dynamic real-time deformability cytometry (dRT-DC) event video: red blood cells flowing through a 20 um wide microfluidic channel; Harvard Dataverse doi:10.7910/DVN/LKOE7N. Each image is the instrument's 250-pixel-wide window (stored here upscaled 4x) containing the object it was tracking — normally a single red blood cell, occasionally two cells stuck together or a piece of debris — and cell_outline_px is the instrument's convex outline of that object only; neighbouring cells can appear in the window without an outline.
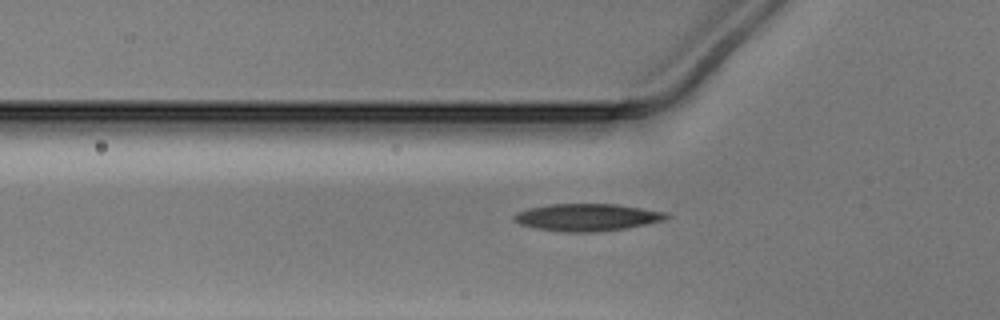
{"species": "Egyptian fruit bat (a non-hibernating species)", "species_latin": "Rousettus aegyptiacus", "temperature_condition": "warm", "stored_images_in_passage": 37, "camera_frame_rate_fps": 3000, "um_per_image_px": 0.085, "animal": {"sex": "male"}, "frame": {"image": 1, "passage_image": 2, "time_ms": 0.333, "image_size_px": [1000, 320], "cell_outline_px": [[672, 216], [664, 220], [624, 228], [592, 232], [568, 232], [536, 228], [520, 224], [512, 220], [512, 216], [516, 212], [532, 208], [552, 204], [616, 204], [668, 212]], "centroid_in_image_um": [49.91, 18.46], "position_along_channel_um": 75.9, "area_um2": 23.99}}
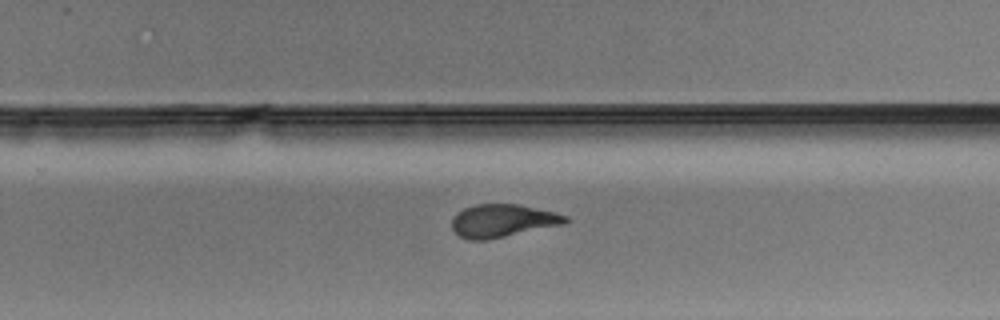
{"frame": {"image": 2, "passage_image": 18, "time_ms": 5.667, "image_size_px": [1000, 320], "cell_outline_px": [[568, 220], [564, 224], [488, 240], [468, 240], [460, 236], [452, 228], [452, 216], [456, 212], [464, 208], [476, 204], [516, 204], [556, 212], [568, 216]], "centroid_in_image_um": [42.7, 18.76], "position_along_channel_um": 287.1, "area_um2": 21.85}}
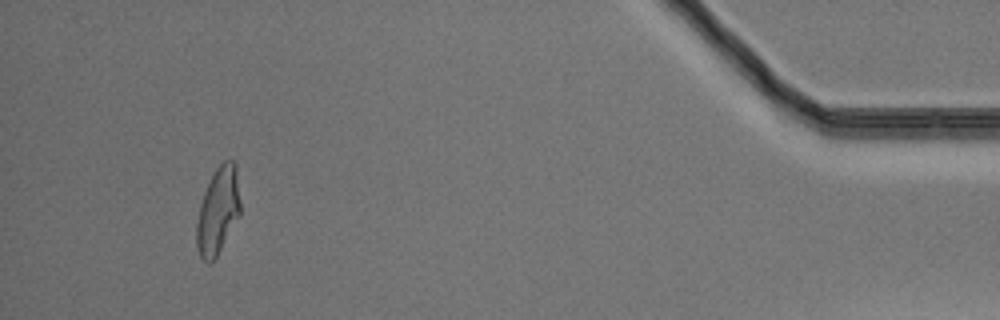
{"frame": {"image": 3, "passage_image": 33, "time_ms": 10.667, "image_size_px": [1000, 320], "cell_outline_px": [[240, 216], [216, 256], [208, 264], [200, 256], [196, 248], [196, 224], [200, 204], [204, 192], [216, 168], [224, 160], [232, 160], [236, 164], [240, 204]], "centroid_in_image_um": [18.53, 17.92], "position_along_channel_um": 416.7, "area_um2": 22.02}}